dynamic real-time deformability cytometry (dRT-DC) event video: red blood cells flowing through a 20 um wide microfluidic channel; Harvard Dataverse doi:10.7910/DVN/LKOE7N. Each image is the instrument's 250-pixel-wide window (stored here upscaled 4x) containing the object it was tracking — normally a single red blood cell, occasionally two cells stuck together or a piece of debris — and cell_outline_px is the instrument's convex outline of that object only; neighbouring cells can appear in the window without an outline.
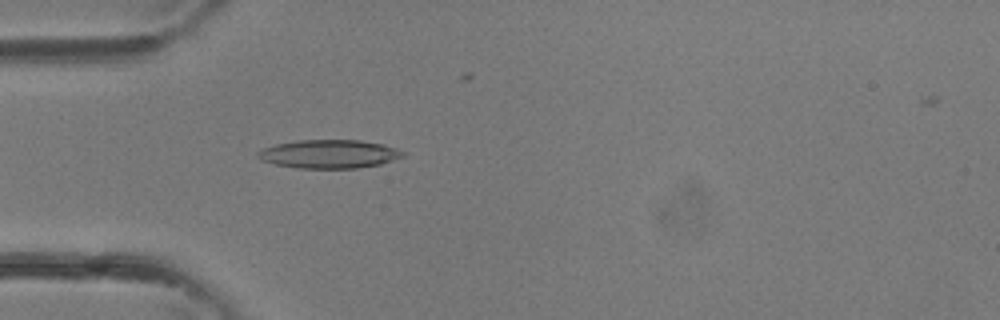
{"species": "common noctule bat (a hibernating species)", "species_latin": "Nyctalus noctula", "temperature_condition": "room temperature", "stored_images_in_passage": 37, "camera_frame_rate_fps": 3000, "um_per_image_px": 0.085, "animal": {"sex": "female"}, "frame": {"image": 1, "passage_image": 11, "time_ms": 3.333, "image_size_px": [1000, 320], "cell_outline_px": [[404, 156], [380, 164], [356, 168], [296, 168], [276, 164], [260, 160], [256, 156], [256, 152], [264, 148], [276, 144], [296, 140], [360, 140], [384, 144], [396, 148], [404, 152]], "centroid_in_image_um": [27.95, 13.08], "position_along_channel_um": 57.0, "area_um2": 24.1}}
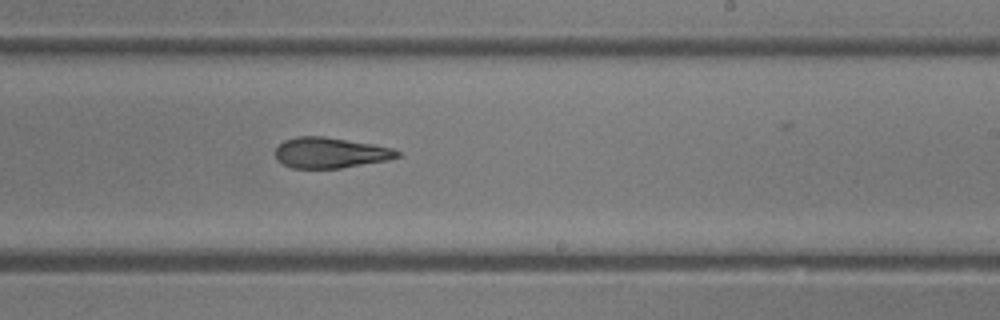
{"frame": {"image": 2, "passage_image": 22, "time_ms": 7.0, "image_size_px": [1000, 320], "cell_outline_px": [[400, 156], [388, 160], [340, 168], [292, 168], [276, 160], [276, 148], [284, 140], [296, 136], [324, 136], [372, 144], [392, 148], [400, 152]], "centroid_in_image_um": [28.06, 12.98], "position_along_channel_um": 260.9, "area_um2": 21.68}}
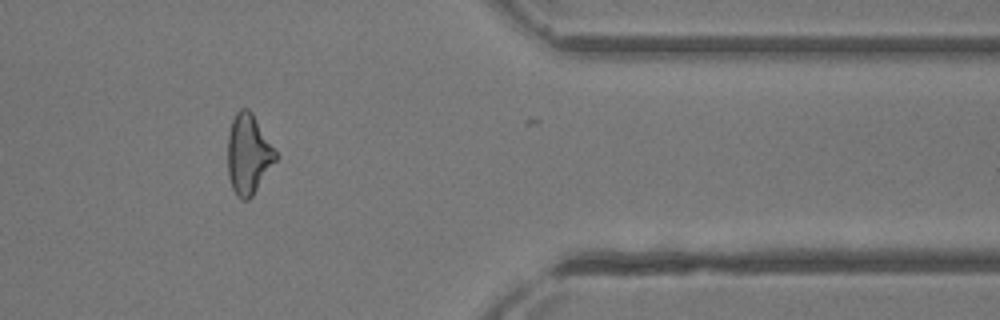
{"frame": {"image": 3, "passage_image": 30, "time_ms": 9.667, "image_size_px": [1000, 320], "cell_outline_px": [[276, 160], [252, 196], [248, 200], [240, 200], [236, 196], [232, 188], [228, 176], [228, 132], [232, 120], [236, 112], [240, 108], [248, 108], [252, 112], [276, 152]], "centroid_in_image_um": [21.08, 13.11], "position_along_channel_um": 390.3, "area_um2": 22.2}}